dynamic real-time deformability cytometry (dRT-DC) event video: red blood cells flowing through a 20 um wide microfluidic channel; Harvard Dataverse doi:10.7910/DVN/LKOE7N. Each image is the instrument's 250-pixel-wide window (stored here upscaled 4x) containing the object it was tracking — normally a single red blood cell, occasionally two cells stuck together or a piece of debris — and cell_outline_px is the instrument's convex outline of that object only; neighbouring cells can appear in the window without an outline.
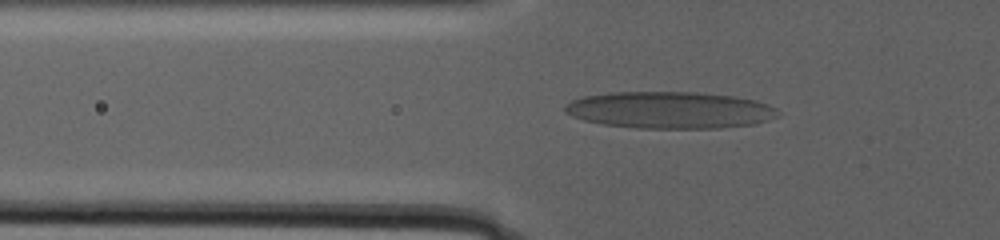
{"species": "human", "species_latin": "Homo sapiens", "temperature_condition": "warm", "stored_images_in_passage": 36, "camera_frame_rate_fps": 3000, "um_per_image_px": 0.085, "donor": {"sex": "male"}, "frame": {"image": 1, "passage_image": 4, "time_ms": 1.333, "image_size_px": [1000, 240], "cell_outline_px": [[780, 116], [756, 124], [720, 128], [636, 128], [604, 124], [584, 120], [572, 116], [564, 112], [564, 104], [572, 100], [584, 96], [608, 92], [692, 92], [736, 96], [756, 100], [768, 104], [776, 108], [780, 112]], "centroid_in_image_um": [56.96, 9.35], "position_along_channel_um": 68.8, "area_um2": 46.12}}
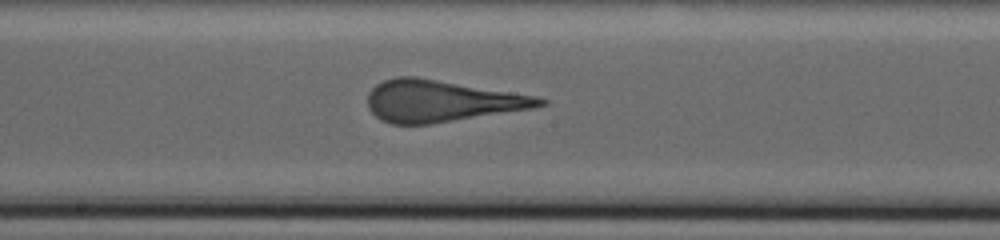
{"frame": {"image": 2, "passage_image": 16, "time_ms": 8.0, "image_size_px": [1000, 240], "cell_outline_px": [[548, 104], [532, 108], [432, 124], [392, 124], [380, 120], [368, 108], [368, 92], [376, 84], [384, 80], [396, 76], [416, 76], [536, 96], [548, 100]], "centroid_in_image_um": [37.48, 8.58], "position_along_channel_um": 210.7, "area_um2": 41.73}}
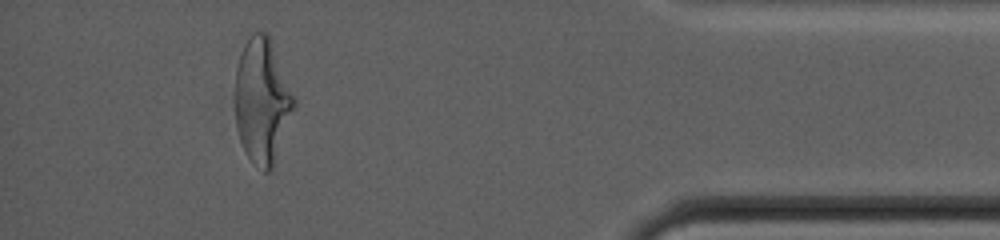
{"frame": {"image": 3, "passage_image": 31, "time_ms": 18.667, "image_size_px": [1000, 240], "cell_outline_px": [[296, 104], [272, 168], [268, 172], [264, 172], [252, 164], [240, 140], [236, 124], [236, 68], [244, 44], [252, 32], [264, 32], [268, 36], [296, 96]], "centroid_in_image_um": [22.3, 8.59], "position_along_channel_um": 412.9, "area_um2": 42.48}, "authors_computed_cell_mechanics": {"area_um2": 41.7894, "velocity_mm_per_s": 2.2431, "shape_relaxation_time_tau1_ms": 8.1586, "shape_relaxation_time_tau2_ms": null, "deformation_change_tau1": 0.2546, "deformation_change_tau2": null}}